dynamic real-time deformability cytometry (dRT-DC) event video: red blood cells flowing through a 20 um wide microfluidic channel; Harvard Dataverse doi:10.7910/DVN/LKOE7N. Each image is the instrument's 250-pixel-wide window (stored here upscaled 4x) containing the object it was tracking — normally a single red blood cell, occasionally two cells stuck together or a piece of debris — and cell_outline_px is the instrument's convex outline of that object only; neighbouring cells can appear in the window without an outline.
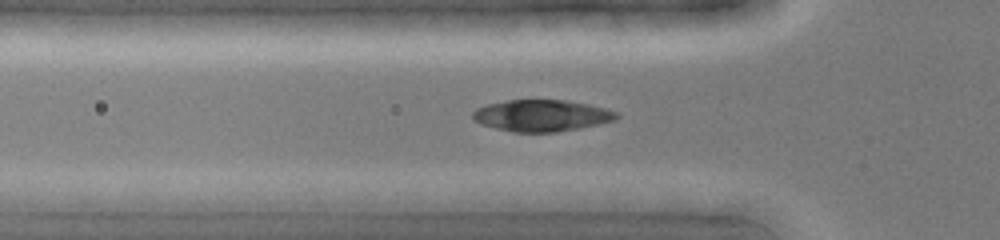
{"species": "common noctule bat (a hibernating species)", "species_latin": "Nyctalus noctula", "temperature_condition": "cold", "stored_images_in_passage": 42, "camera_frame_rate_fps": 3000, "um_per_image_px": 0.085, "animal": {"sex": "female", "body_mass_g": 19.0, "forearm_length_mm": 51.5}, "frame": {"image": 1, "passage_image": 13, "time_ms": 4.0, "image_size_px": [1000, 240], "cell_outline_px": [[620, 116], [616, 120], [600, 124], [580, 128], [556, 132], [512, 132], [480, 124], [472, 120], [472, 112], [476, 108], [488, 104], [508, 100], [564, 100], [588, 104], [604, 108], [616, 112]], "centroid_in_image_um": [46.02, 9.83], "position_along_channel_um": 79.8, "area_um2": 26.53}}
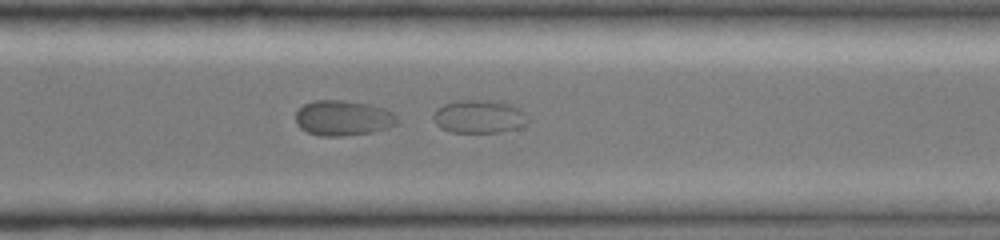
{"frame": {"image": 2, "passage_image": 31, "time_ms": 10.0, "image_size_px": [1000, 240], "cell_outline_px": [[528, 124], [516, 128], [500, 132], [452, 132], [440, 128], [436, 124], [432, 116], [436, 108], [444, 104], [456, 100], [488, 100], [504, 104], [516, 108], [528, 120]], "centroid_in_image_um": [40.63, 9.92], "position_along_channel_um": 330.0, "area_um2": 17.92}}
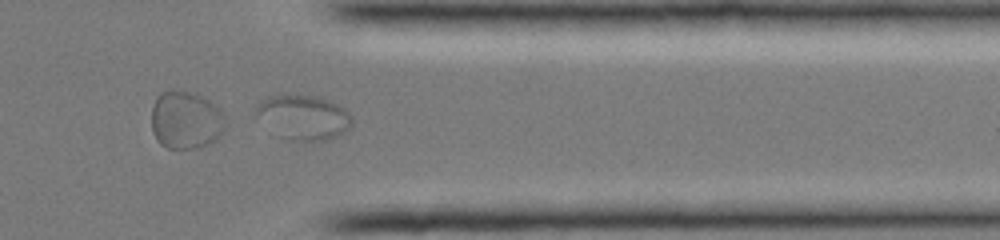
{"frame": {"image": 3, "passage_image": 35, "time_ms": 11.333, "image_size_px": [1000, 240], "cell_outline_px": [[352, 124], [344, 132], [336, 136], [324, 140], [300, 144], [272, 136], [256, 116], [256, 104], [260, 100], [268, 96], [312, 96], [336, 104], [344, 108], [352, 116]], "centroid_in_image_um": [25.7, 10.05], "position_along_channel_um": 385.7, "area_um2": 25.55}}